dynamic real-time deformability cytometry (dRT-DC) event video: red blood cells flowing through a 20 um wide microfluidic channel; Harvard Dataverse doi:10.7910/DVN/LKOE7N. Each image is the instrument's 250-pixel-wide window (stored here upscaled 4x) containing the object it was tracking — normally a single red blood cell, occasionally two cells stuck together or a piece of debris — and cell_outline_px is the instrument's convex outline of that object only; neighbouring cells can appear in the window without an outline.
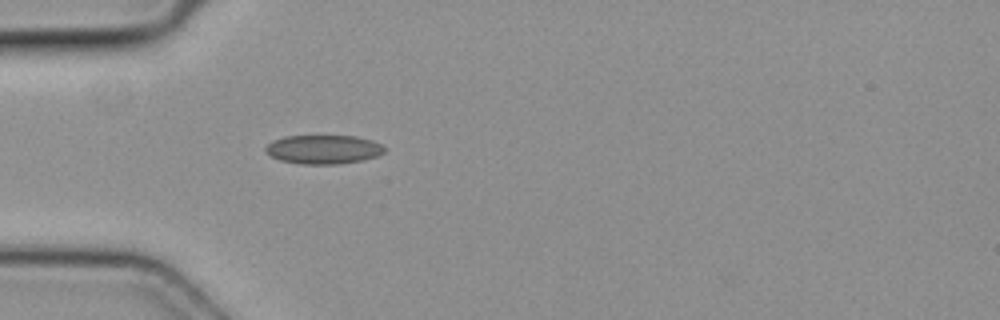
{"species": "common noctule bat (a hibernating species)", "species_latin": "Nyctalus noctula", "temperature_condition": "cold", "stored_images_in_passage": 1, "camera_frame_rate_fps": 3000, "um_per_image_px": 0.085, "animal": {"sex": "female", "body_mass_g": 19.3, "forearm_length_mm": 54.1}, "frame": {"image": 1, "passage_image": 1, "time_ms": 0.0, "image_size_px": [1000, 320], "cell_outline_px": [[384, 152], [376, 156], [364, 160], [336, 164], [300, 164], [280, 160], [264, 152], [264, 148], [272, 140], [284, 136], [356, 136], [372, 140], [380, 144], [384, 148]], "centroid_in_image_um": [27.46, 12.7], "position_along_channel_um": 57.5, "area_um2": 20.06}}